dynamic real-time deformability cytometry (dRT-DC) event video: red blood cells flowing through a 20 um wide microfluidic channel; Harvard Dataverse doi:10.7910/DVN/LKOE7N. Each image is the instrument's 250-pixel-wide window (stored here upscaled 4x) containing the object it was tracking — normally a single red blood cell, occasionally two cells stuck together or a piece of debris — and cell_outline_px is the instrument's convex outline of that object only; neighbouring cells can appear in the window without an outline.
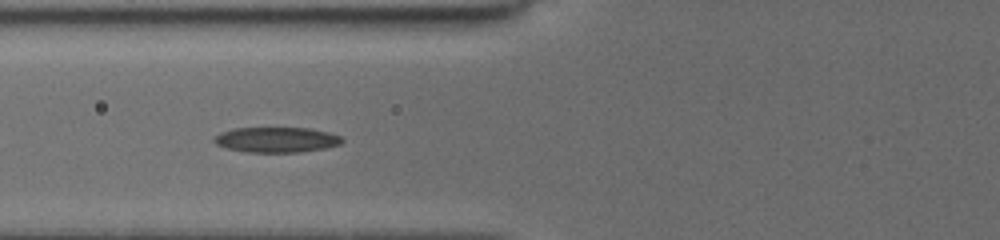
{"species": "common noctule bat (a hibernating species)", "species_latin": "Nyctalus noctula", "temperature_condition": "cold", "stored_images_in_passage": 11, "camera_frame_rate_fps": 3000, "um_per_image_px": 0.085, "animal": {"sex": "female", "body_mass_g": 19.5, "forearm_length_mm": 54.1}, "frame": {"image": 1, "passage_image": 5, "time_ms": 1.333, "image_size_px": [1000, 240], "cell_outline_px": [[344, 140], [340, 144], [324, 148], [300, 152], [244, 152], [228, 148], [216, 144], [212, 140], [220, 132], [232, 128], [308, 128], [328, 132], [340, 136]], "centroid_in_image_um": [23.48, 11.87], "position_along_channel_um": 102.3, "area_um2": 18.79}}
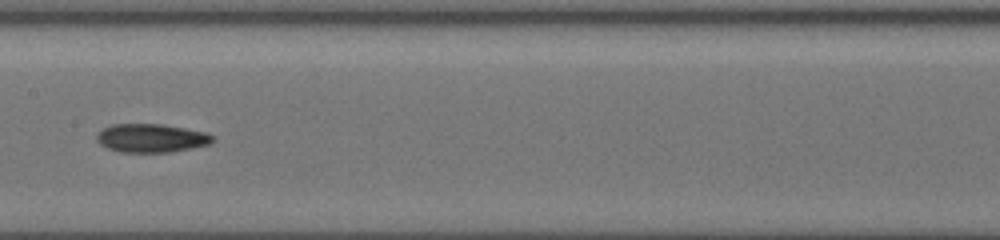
{"frame": {"image": 2, "passage_image": 8, "time_ms": 3.667, "image_size_px": [1000, 240], "cell_outline_px": [[216, 140], [212, 144], [172, 152], [120, 152], [108, 148], [100, 144], [96, 140], [96, 136], [104, 128], [112, 124], [160, 124], [184, 128], [204, 132], [216, 136]], "centroid_in_image_um": [12.91, 11.74], "position_along_channel_um": 194.5, "area_um2": 19.36}}
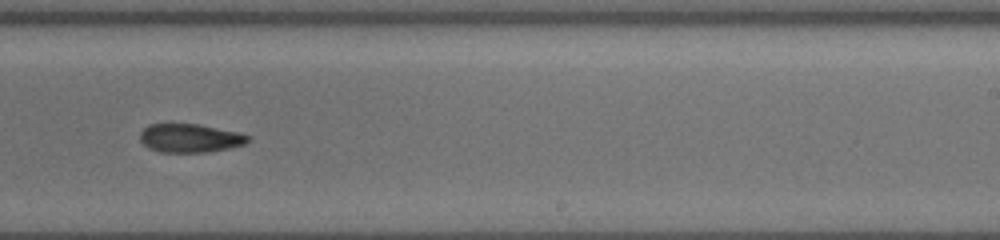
{"frame": {"image": 3, "passage_image": 10, "time_ms": 5.667, "image_size_px": [1000, 240], "cell_outline_px": [[248, 140], [244, 144], [228, 148], [208, 152], [160, 152], [148, 148], [140, 140], [140, 132], [148, 124], [200, 124], [240, 132], [248, 136]], "centroid_in_image_um": [16.13, 11.73], "position_along_channel_um": 272.9, "area_um2": 17.98}}